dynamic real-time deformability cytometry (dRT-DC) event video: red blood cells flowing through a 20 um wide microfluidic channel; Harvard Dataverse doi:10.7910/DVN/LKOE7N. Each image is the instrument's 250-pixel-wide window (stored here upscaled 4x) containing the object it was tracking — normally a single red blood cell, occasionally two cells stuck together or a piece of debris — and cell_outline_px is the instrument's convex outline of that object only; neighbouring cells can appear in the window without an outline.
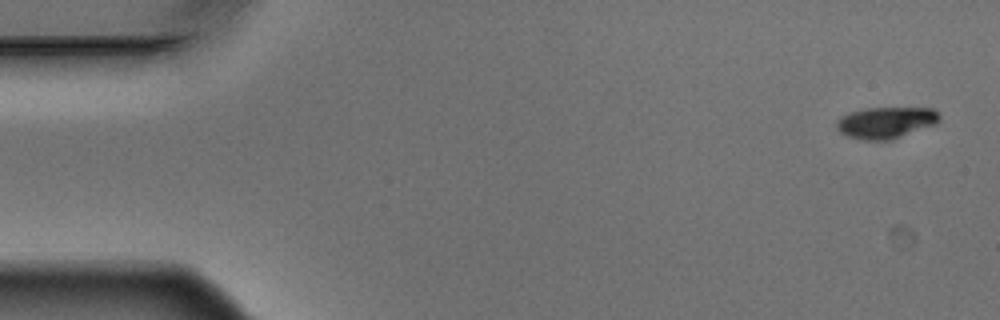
{"species": "Egyptian fruit bat (a non-hibernating species)", "species_latin": "Rousettus aegyptiacus", "temperature_condition": "warm", "stored_images_in_passage": 5, "camera_frame_rate_fps": 3000, "um_per_image_px": 0.085, "animal": {"sex": "male"}, "frame": {"image": 1, "passage_image": 1, "time_ms": 0.0, "image_size_px": [1000, 320], "cell_outline_px": [[940, 120], [936, 124], [892, 140], [860, 140], [848, 136], [840, 132], [836, 128], [836, 120], [840, 116], [848, 112], [864, 108], [932, 108], [940, 112]], "centroid_in_image_um": [75.29, 10.42], "position_along_channel_um": 9.7, "area_um2": 19.19}}
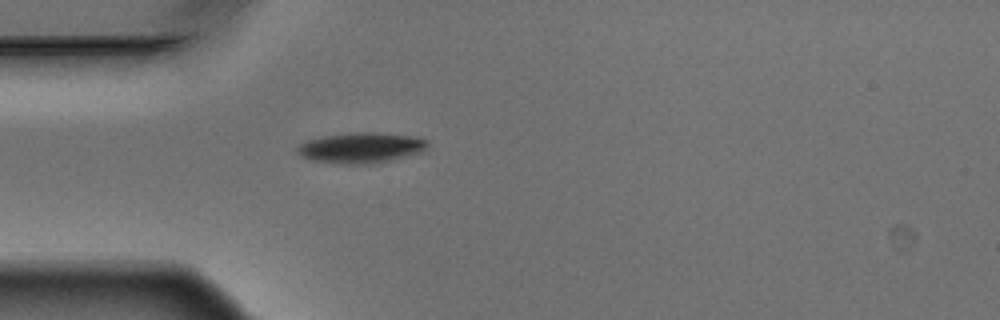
{"frame": {"image": 2, "passage_image": 5, "time_ms": 1.333, "image_size_px": [1000, 320], "cell_outline_px": [[428, 148], [420, 152], [388, 160], [368, 164], [340, 164], [312, 160], [300, 156], [296, 152], [296, 148], [300, 144], [308, 140], [324, 136], [352, 132], [376, 132], [416, 136], [428, 140]], "centroid_in_image_um": [30.68, 12.55], "position_along_channel_um": 54.3, "area_um2": 23.18}}